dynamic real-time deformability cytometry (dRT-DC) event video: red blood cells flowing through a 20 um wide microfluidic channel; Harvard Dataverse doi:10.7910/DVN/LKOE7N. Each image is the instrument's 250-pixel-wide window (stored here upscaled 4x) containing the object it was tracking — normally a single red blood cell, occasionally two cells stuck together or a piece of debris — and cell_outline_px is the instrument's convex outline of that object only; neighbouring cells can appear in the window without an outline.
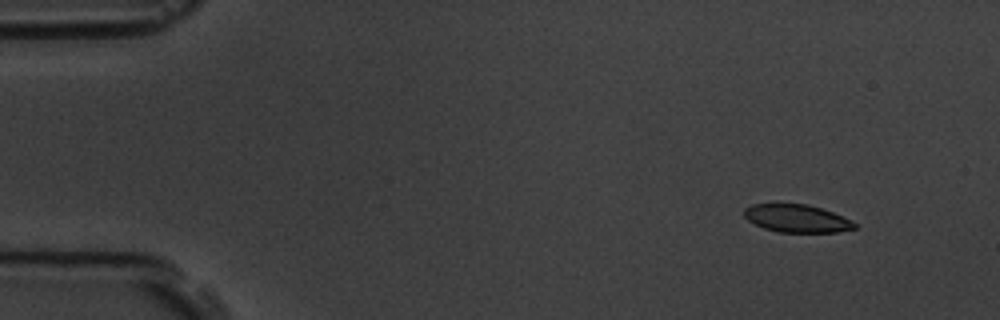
{"species": "common noctule bat (a hibernating species)", "species_latin": "Nyctalus noctula", "temperature_condition": "room temperature", "stored_images_in_passage": 4, "camera_frame_rate_fps": 3000, "um_per_image_px": 0.085, "animal": {"sex": "male", "body_mass_g": 19.5, "forearm_length_mm": 54.6}, "frame": {"image": 1, "passage_image": 1, "time_ms": 0.0, "image_size_px": [1000, 320], "cell_outline_px": [[856, 228], [840, 232], [780, 232], [764, 228], [748, 220], [744, 216], [744, 208], [752, 204], [808, 204], [832, 212], [852, 220], [856, 224]], "centroid_in_image_um": [67.74, 18.57], "position_along_channel_um": 17.3, "area_um2": 17.8}}
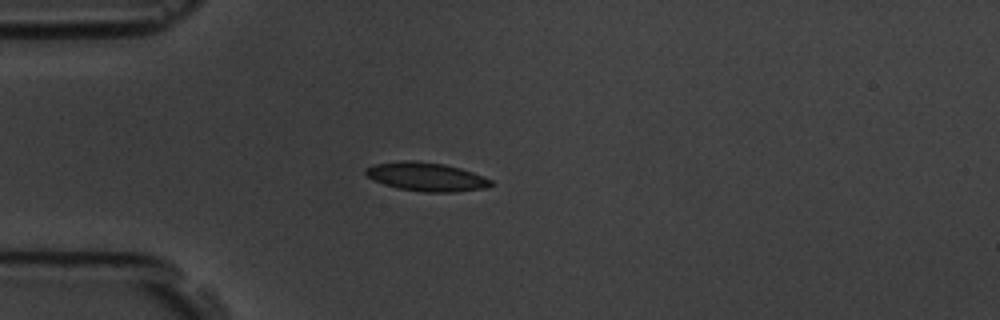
{"frame": {"image": 2, "passage_image": 4, "time_ms": 3.333, "image_size_px": [1000, 320], "cell_outline_px": [[492, 184], [488, 188], [456, 192], [424, 192], [396, 188], [384, 184], [368, 176], [364, 172], [364, 168], [376, 164], [404, 160], [416, 160], [444, 164], [460, 168], [484, 176], [492, 180]], "centroid_in_image_um": [36.27, 15.03], "position_along_channel_um": 48.7, "area_um2": 20.98}}